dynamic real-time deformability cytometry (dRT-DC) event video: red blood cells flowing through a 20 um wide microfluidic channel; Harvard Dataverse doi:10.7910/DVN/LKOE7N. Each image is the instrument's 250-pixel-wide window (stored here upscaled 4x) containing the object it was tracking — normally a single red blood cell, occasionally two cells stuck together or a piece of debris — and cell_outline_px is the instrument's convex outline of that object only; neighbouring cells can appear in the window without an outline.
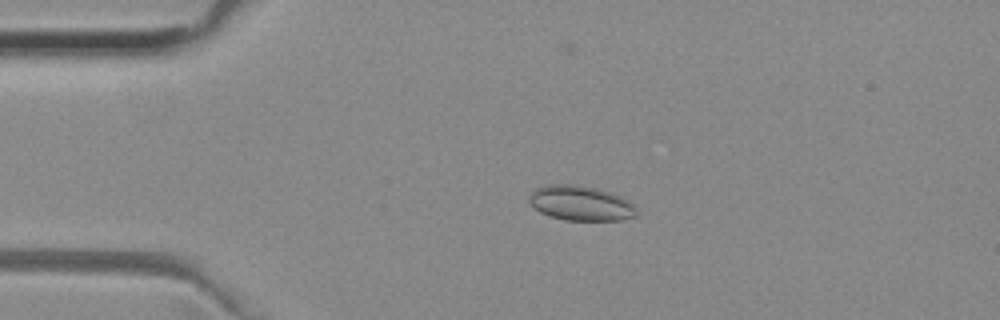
{"species": "common noctule bat (a hibernating species)", "species_latin": "Nyctalus noctula", "temperature_condition": "room temperature", "stored_images_in_passage": 19, "camera_frame_rate_fps": 3000, "um_per_image_px": 0.085, "animal": {"sex": "female", "body_mass_g": 29.2, "forearm_length_mm": 56.3}, "frame": {"image": 1, "passage_image": 11, "time_ms": 3.333, "image_size_px": [1000, 320], "cell_outline_px": [[636, 216], [620, 220], [564, 220], [548, 216], [540, 212], [528, 200], [528, 196], [536, 188], [544, 184], [572, 184], [596, 188], [620, 196], [628, 200], [632, 204], [636, 212]], "centroid_in_image_um": [49.31, 17.27], "position_along_channel_um": 35.7, "area_um2": 21.73}}
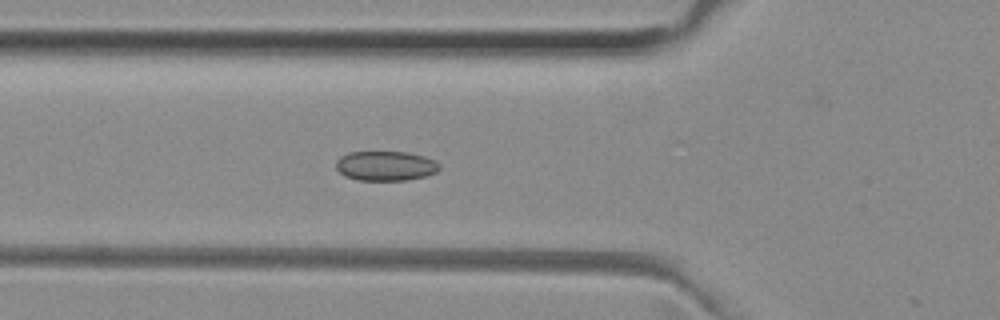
{"frame": {"image": 2, "passage_image": 18, "time_ms": 5.667, "image_size_px": [1000, 320], "cell_outline_px": [[440, 168], [436, 172], [424, 176], [408, 180], [360, 180], [344, 176], [336, 168], [336, 160], [340, 156], [348, 152], [408, 152], [424, 156], [436, 160], [440, 164]], "centroid_in_image_um": [32.78, 14.09], "position_along_channel_um": 93.0, "area_um2": 17.98}}